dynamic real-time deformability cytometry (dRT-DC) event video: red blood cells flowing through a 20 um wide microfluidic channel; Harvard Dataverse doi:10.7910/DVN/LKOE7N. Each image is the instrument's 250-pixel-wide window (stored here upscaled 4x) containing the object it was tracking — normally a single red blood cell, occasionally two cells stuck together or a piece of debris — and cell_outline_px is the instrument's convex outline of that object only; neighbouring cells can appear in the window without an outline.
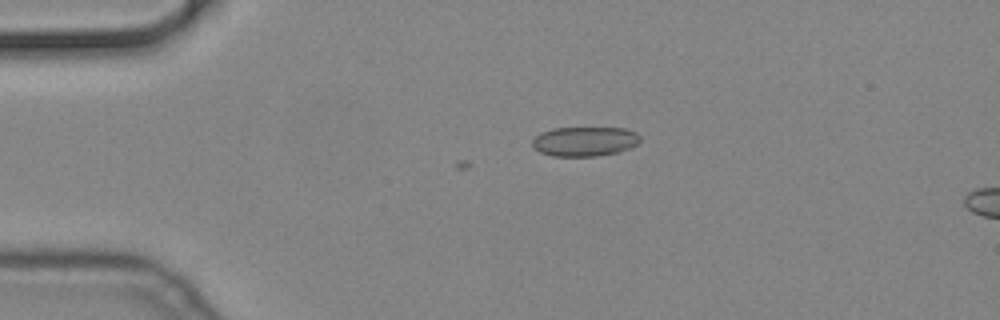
{"species": "common noctule bat (a hibernating species)", "species_latin": "Nyctalus noctula", "temperature_condition": "cold", "stored_images_in_passage": 6, "camera_frame_rate_fps": 3000, "um_per_image_px": 0.085, "animal": {"sex": "male", "body_mass_g": 19.2, "forearm_length_mm": 51.8}, "frame": {"image": 1, "passage_image": 1, "time_ms": 0.0, "image_size_px": [1000, 320], "cell_outline_px": [[640, 140], [632, 148], [620, 152], [596, 156], [552, 156], [540, 152], [532, 148], [532, 140], [540, 132], [552, 128], [624, 128], [636, 132], [640, 136]], "centroid_in_image_um": [49.69, 12.02], "position_along_channel_um": 35.3, "area_um2": 18.79}}